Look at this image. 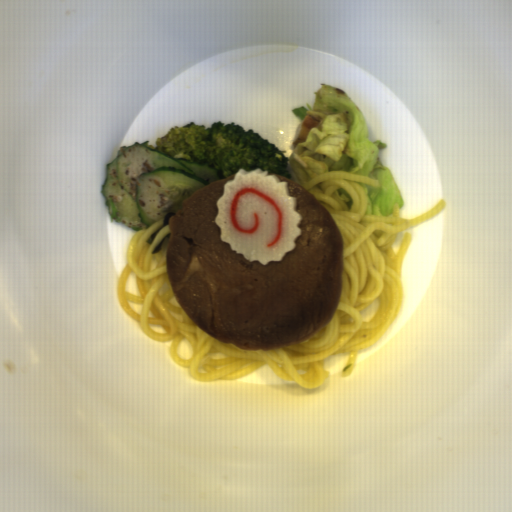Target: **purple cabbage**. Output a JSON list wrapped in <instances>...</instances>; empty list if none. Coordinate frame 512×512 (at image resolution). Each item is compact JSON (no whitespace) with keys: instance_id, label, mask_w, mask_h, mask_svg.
<instances>
[{"instance_id":"obj_1","label":"purple cabbage","mask_w":512,"mask_h":512,"mask_svg":"<svg viewBox=\"0 0 512 512\" xmlns=\"http://www.w3.org/2000/svg\"><path fill=\"white\" fill-rule=\"evenodd\" d=\"M154 143L157 150L178 161L203 162L219 172L222 179L235 176L240 169L251 172L259 168L292 180L286 154L235 122L215 121L205 126L192 121L173 126Z\"/></svg>"}]
</instances>
